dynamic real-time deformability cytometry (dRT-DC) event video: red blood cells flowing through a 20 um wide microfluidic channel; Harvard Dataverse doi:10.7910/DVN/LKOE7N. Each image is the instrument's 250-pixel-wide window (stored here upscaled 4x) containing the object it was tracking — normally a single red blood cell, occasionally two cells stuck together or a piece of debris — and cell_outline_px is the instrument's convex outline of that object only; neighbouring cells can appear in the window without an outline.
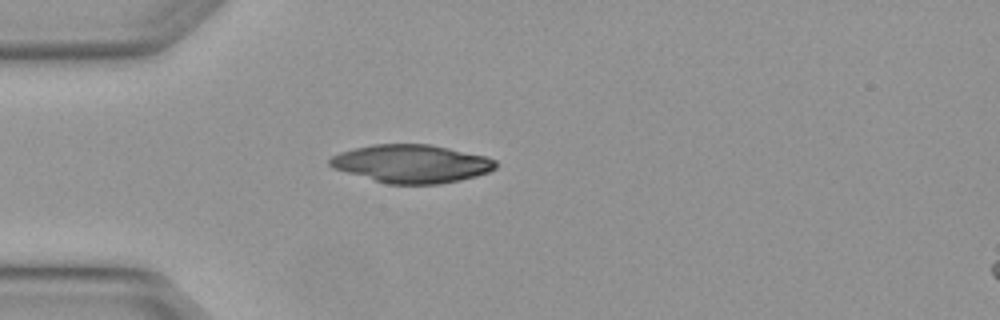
{"species": "Egyptian fruit bat (a non-hibernating species)", "species_latin": "Rousettus aegyptiacus", "temperature_condition": "warm", "stored_images_in_passage": 4, "camera_frame_rate_fps": 3000, "um_per_image_px": 0.085, "animal": {"sex": "female"}, "frame": {"image": 1, "passage_image": 4, "time_ms": 1.0, "image_size_px": [1000, 320], "cell_outline_px": [[496, 168], [488, 172], [476, 176], [460, 180], [440, 184], [388, 184], [332, 168], [328, 164], [328, 160], [332, 156], [340, 152], [372, 144], [428, 144], [448, 148], [484, 156], [496, 160]], "centroid_in_image_um": [34.96, 13.92], "position_along_channel_um": 50.0, "area_um2": 36.65}}